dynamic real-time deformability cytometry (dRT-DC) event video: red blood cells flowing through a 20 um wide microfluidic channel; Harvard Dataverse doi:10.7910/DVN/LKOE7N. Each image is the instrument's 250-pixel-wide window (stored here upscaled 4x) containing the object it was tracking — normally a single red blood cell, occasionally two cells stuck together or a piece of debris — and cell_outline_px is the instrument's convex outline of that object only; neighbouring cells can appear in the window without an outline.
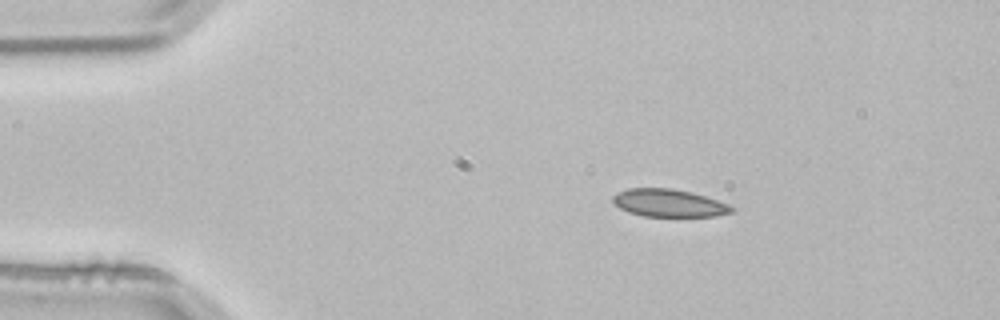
{"species": "common noctule bat (a hibernating species)", "species_latin": "Nyctalus noctula", "temperature_condition": "room temperature", "stored_images_in_passage": 2, "camera_frame_rate_fps": 3000, "um_per_image_px": 0.085, "animal": {"sex": "male", "body_mass_g": 21.5, "forearm_length_mm": 52.0}, "frame": {"image": 1, "passage_image": 1, "time_ms": 0.0, "image_size_px": [1000, 320], "cell_outline_px": [[736, 212], [716, 216], [644, 216], [628, 212], [620, 208], [612, 200], [612, 196], [616, 192], [628, 188], [672, 188], [692, 192], [728, 204], [736, 208]], "centroid_in_image_um": [56.87, 17.25], "position_along_channel_um": 28.1, "area_um2": 19.25}}
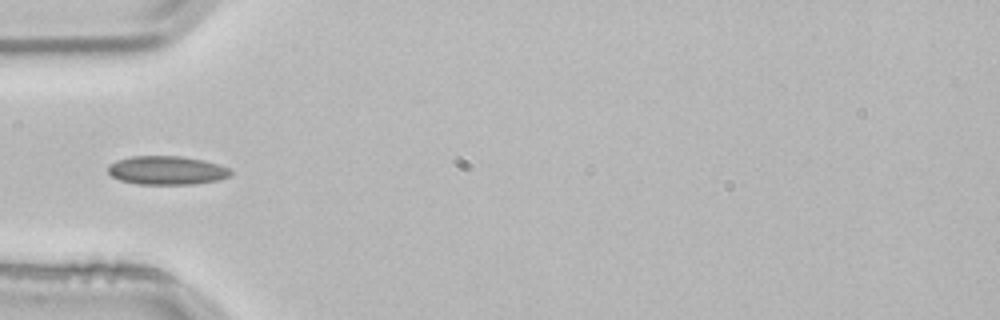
{"frame": {"image": 2, "passage_image": 2, "time_ms": 0.333, "image_size_px": [1000, 320], "cell_outline_px": [[232, 176], [220, 180], [196, 184], [136, 184], [120, 180], [112, 176], [108, 172], [108, 164], [116, 160], [132, 156], [180, 156], [204, 160], [220, 164], [228, 168], [232, 172]], "centroid_in_image_um": [14.2, 14.48], "position_along_channel_um": 70.8, "area_um2": 20.75}}